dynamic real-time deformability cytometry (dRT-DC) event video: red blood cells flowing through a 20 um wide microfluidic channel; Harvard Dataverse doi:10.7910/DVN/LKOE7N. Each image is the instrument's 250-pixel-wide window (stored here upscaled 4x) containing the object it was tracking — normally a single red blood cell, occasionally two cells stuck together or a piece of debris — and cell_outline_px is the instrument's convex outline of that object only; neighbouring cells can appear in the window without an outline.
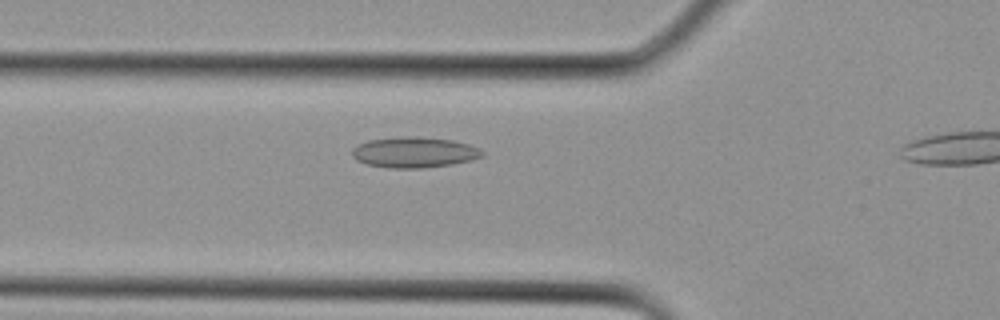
{"species": "Egyptian fruit bat (a non-hibernating species)", "species_latin": "Rousettus aegyptiacus", "temperature_condition": "cold", "stored_images_in_passage": 3, "camera_frame_rate_fps": 3000, "um_per_image_px": 0.085, "animal": {"sex": "female"}, "frame": {"image": 1, "passage_image": 2, "time_ms": 0.333, "image_size_px": [1000, 320], "cell_outline_px": [[484, 156], [472, 160], [452, 164], [420, 168], [388, 168], [368, 164], [356, 160], [352, 156], [352, 148], [368, 140], [404, 136], [412, 136], [452, 140], [468, 144], [480, 148], [484, 152]], "centroid_in_image_um": [35.22, 12.95], "position_along_channel_um": 90.6, "area_um2": 23.24}}